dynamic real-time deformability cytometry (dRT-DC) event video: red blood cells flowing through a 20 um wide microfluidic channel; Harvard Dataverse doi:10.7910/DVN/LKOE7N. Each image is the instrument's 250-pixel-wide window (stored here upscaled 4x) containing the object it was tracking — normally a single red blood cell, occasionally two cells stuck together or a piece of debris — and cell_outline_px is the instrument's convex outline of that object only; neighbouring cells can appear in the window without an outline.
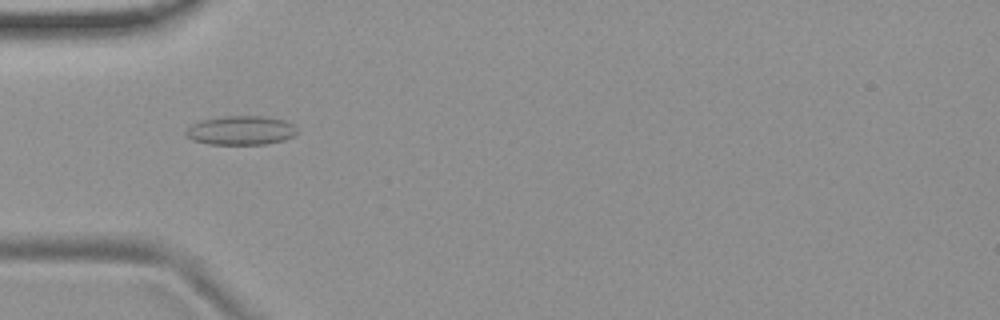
{"species": "common noctule bat (a hibernating species)", "species_latin": "Nyctalus noctula", "temperature_condition": "room temperature", "stored_images_in_passage": 43, "camera_frame_rate_fps": 3000, "um_per_image_px": 0.085, "animal": {"sex": "female", "body_mass_g": 19.9}, "frame": {"image": 1, "passage_image": 6, "time_ms": 1.667, "image_size_px": [1000, 320], "cell_outline_px": [[300, 132], [296, 136], [284, 140], [264, 144], [208, 144], [192, 140], [184, 136], [184, 132], [192, 124], [200, 120], [224, 116], [264, 116], [284, 120], [292, 124]], "centroid_in_image_um": [20.48, 11.08], "position_along_channel_um": 64.5, "area_um2": 19.07}}
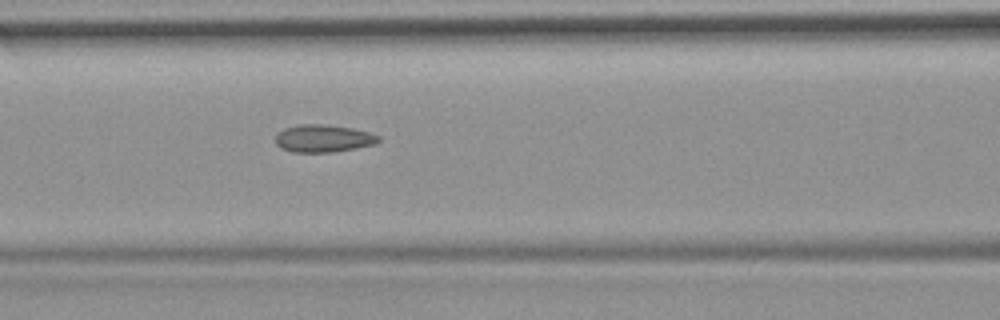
{"frame": {"image": 2, "passage_image": 12, "time_ms": 3.667, "image_size_px": [1000, 320], "cell_outline_px": [[380, 140], [376, 144], [356, 148], [332, 152], [292, 152], [280, 148], [276, 144], [276, 132], [284, 128], [296, 124], [324, 124], [352, 128], [368, 132], [380, 136]], "centroid_in_image_um": [27.45, 11.76], "position_along_channel_um": 139.1, "area_um2": 16.7}}
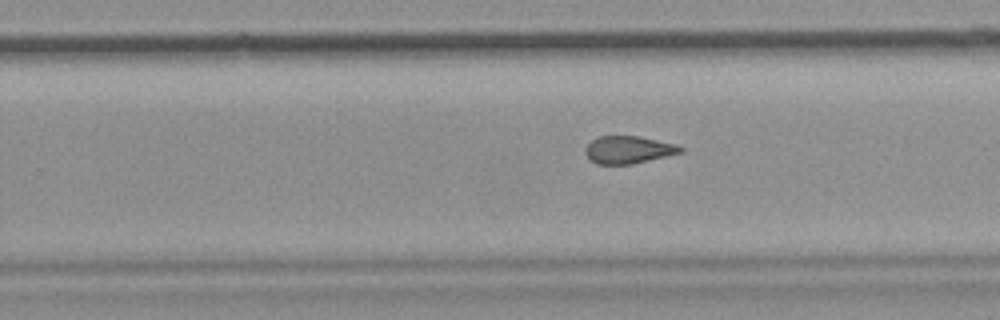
{"frame": {"image": 3, "passage_image": 23, "time_ms": 7.333, "image_size_px": [1000, 320], "cell_outline_px": [[684, 152], [632, 164], [596, 164], [588, 160], [584, 152], [584, 148], [592, 140], [600, 136], [640, 136], [676, 144], [684, 148]], "centroid_in_image_um": [53.4, 12.73], "position_along_channel_um": 276.4, "area_um2": 15.43}, "authors_computed_cell_mechanics": {"area_um2": 16.184, "velocity_mm_per_s": 3.7577, "shape_relaxation_time_tau1_ms": null, "shape_relaxation_time_tau2_ms": 2.3472, "deformation_change_tau1": null, "deformation_change_tau2": 0.0958}}